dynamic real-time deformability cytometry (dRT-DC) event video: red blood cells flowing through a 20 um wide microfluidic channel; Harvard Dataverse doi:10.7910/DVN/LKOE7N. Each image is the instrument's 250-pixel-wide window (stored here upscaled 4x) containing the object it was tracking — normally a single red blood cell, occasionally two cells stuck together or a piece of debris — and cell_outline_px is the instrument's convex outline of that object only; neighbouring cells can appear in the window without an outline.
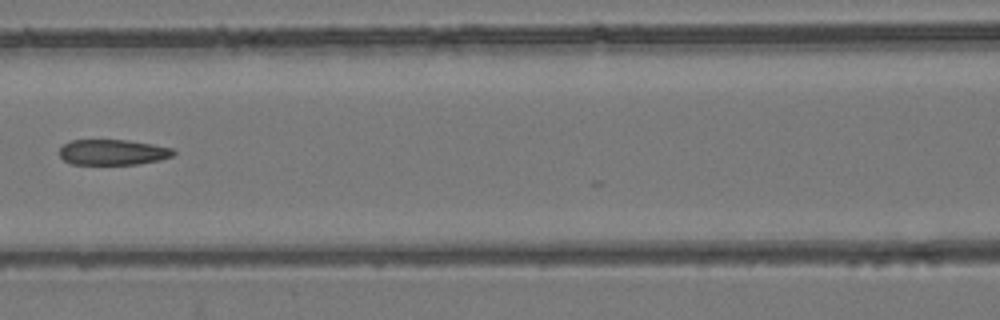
{"species": "common noctule bat (a hibernating species)", "species_latin": "Nyctalus noctula", "temperature_condition": "room temperature", "stored_images_in_passage": 4, "camera_frame_rate_fps": 3000, "um_per_image_px": 0.085, "animal": {"sex": "female", "body_mass_g": 24.6, "forearm_length_mm": 56.2}, "frame": {"image": 1, "passage_image": 4, "time_ms": 3.333, "image_size_px": [1000, 320], "cell_outline_px": [[176, 152], [172, 156], [160, 160], [136, 164], [72, 164], [64, 160], [60, 156], [60, 148], [64, 144], [72, 140], [128, 140], [152, 144], [172, 148]], "centroid_in_image_um": [9.6, 12.94], "position_along_channel_um": 157.0, "area_um2": 16.88}}